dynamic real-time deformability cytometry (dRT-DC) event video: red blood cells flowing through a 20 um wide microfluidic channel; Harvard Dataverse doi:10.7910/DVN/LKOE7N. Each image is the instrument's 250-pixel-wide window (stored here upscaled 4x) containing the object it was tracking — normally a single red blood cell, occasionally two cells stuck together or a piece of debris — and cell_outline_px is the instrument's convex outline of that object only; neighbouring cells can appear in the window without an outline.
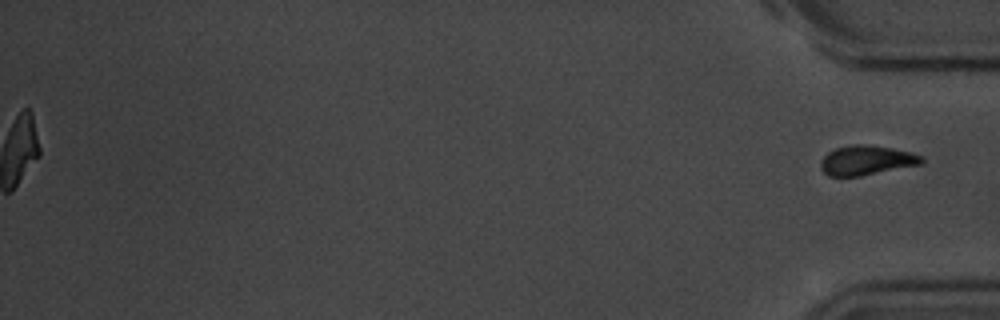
{"species": "common noctule bat (a hibernating species)", "species_latin": "Nyctalus noctula", "temperature_condition": "room temperature", "stored_images_in_passage": 57, "segment_of_instrument_passage": [2, 2], "camera_frame_rate_fps": 3000, "um_per_image_px": 0.085, "animal": {"sex": "male", "body_mass_g": 20.1, "forearm_length_mm": 53.5}, "frame": {"image": 1, "passage_image": 57, "time_ms": 18.667, "image_size_px": [1000, 320], "cell_outline_px": [[924, 160], [920, 164], [860, 176], [828, 176], [820, 168], [820, 160], [828, 152], [836, 148], [848, 144], [868, 144], [892, 148], [912, 152], [924, 156]], "centroid_in_image_um": [73.64, 13.61], "position_along_channel_um": 361.6, "area_um2": 17.51}}